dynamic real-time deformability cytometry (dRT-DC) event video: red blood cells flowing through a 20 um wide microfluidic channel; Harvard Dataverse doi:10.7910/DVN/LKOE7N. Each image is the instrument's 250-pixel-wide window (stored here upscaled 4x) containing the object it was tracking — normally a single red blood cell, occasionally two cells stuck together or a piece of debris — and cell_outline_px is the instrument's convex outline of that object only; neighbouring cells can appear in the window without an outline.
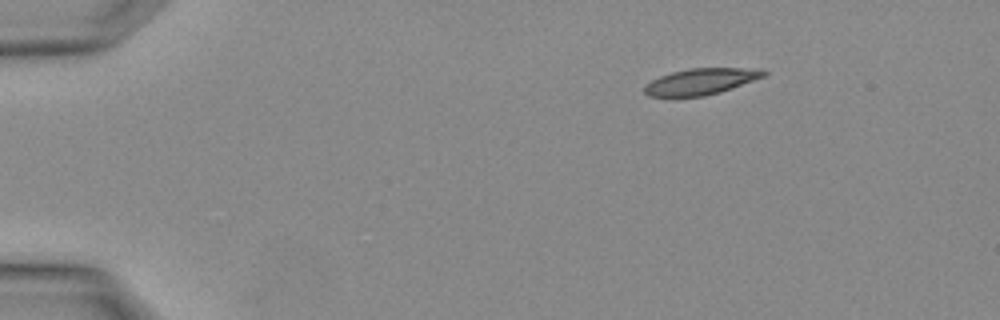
{"species": "Egyptian fruit bat (a non-hibernating species)", "species_latin": "Rousettus aegyptiacus", "temperature_condition": "warm", "stored_images_in_passage": 2, "camera_frame_rate_fps": 3000, "um_per_image_px": 0.085, "animal": {"sex": "female"}, "frame": {"image": 1, "passage_image": 1, "time_ms": 0.0, "image_size_px": [1000, 320], "cell_outline_px": [[768, 72], [764, 76], [732, 88], [720, 92], [704, 96], [672, 100], [648, 96], [644, 92], [644, 84], [660, 76], [672, 72], [688, 68], [764, 68]], "centroid_in_image_um": [59.49, 6.97], "position_along_channel_um": 25.5, "area_um2": 19.02}}